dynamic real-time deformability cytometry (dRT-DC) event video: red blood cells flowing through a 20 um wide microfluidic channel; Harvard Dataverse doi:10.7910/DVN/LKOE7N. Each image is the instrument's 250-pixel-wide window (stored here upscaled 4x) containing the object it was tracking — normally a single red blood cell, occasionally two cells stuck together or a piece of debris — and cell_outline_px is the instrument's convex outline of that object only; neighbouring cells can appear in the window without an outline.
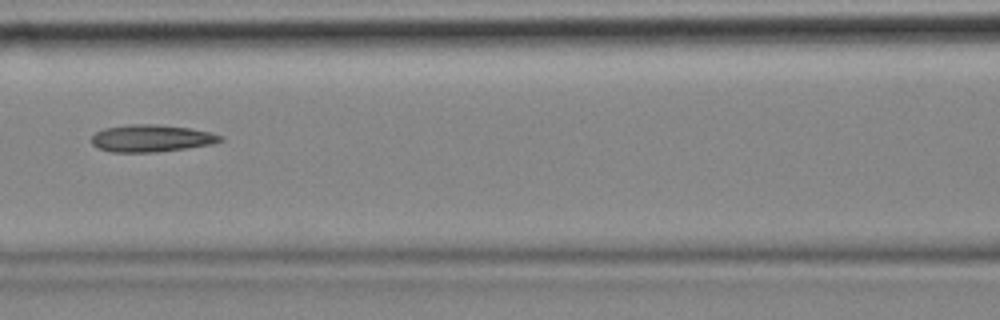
{"species": "common noctule bat (a hibernating species)", "species_latin": "Nyctalus noctula", "temperature_condition": "cold", "stored_images_in_passage": 9, "camera_frame_rate_fps": 3000, "um_per_image_px": 0.085, "animal": {"sex": "female", "body_mass_g": 18.4}, "frame": {"image": 1, "passage_image": 6, "time_ms": 1.667, "image_size_px": [1000, 320], "cell_outline_px": [[224, 140], [212, 144], [156, 152], [112, 152], [100, 148], [92, 144], [92, 136], [96, 132], [104, 128], [128, 124], [156, 124], [192, 128], [224, 136]], "centroid_in_image_um": [12.88, 11.74], "position_along_channel_um": 153.7, "area_um2": 20.35}}